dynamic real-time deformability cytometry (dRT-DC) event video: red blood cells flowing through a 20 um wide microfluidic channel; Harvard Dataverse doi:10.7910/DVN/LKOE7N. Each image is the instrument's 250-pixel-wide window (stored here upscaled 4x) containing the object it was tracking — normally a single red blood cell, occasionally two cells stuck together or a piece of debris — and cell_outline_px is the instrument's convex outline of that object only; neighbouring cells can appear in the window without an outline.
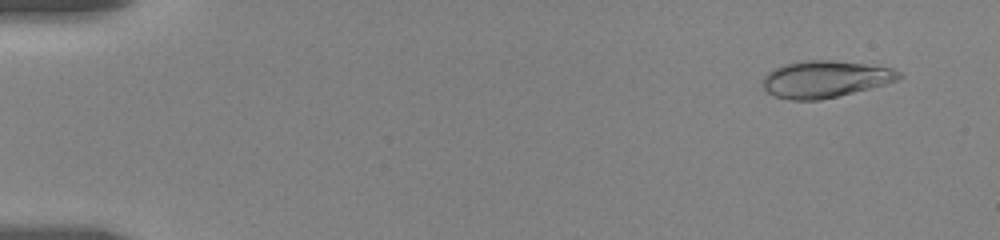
{"species": "human", "species_latin": "Homo sapiens", "temperature_condition": "room temperature", "stored_images_in_passage": 56, "camera_frame_rate_fps": 3000, "um_per_image_px": 0.085, "donor": {"sex": "female"}, "frame": {"image": 1, "passage_image": 4, "time_ms": 1.0, "image_size_px": [1000, 240], "cell_outline_px": [[904, 76], [900, 80], [820, 100], [792, 100], [776, 96], [768, 92], [764, 88], [764, 76], [768, 72], [784, 64], [804, 60], [832, 60], [864, 64], [892, 68], [900, 72]], "centroid_in_image_um": [70.15, 6.71], "position_along_channel_um": 14.8, "area_um2": 28.9}}
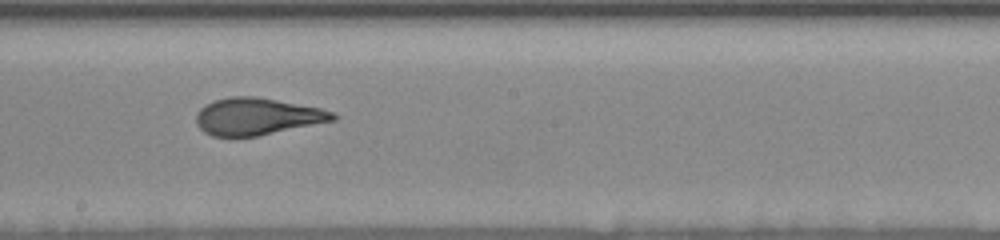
{"frame": {"image": 2, "passage_image": 32, "time_ms": 10.333, "image_size_px": [1000, 240], "cell_outline_px": [[340, 116], [336, 120], [256, 136], [212, 136], [204, 132], [196, 124], [196, 112], [204, 104], [216, 100], [232, 96], [256, 96], [320, 108], [332, 112]], "centroid_in_image_um": [21.84, 9.89], "position_along_channel_um": 226.4, "area_um2": 29.42}}
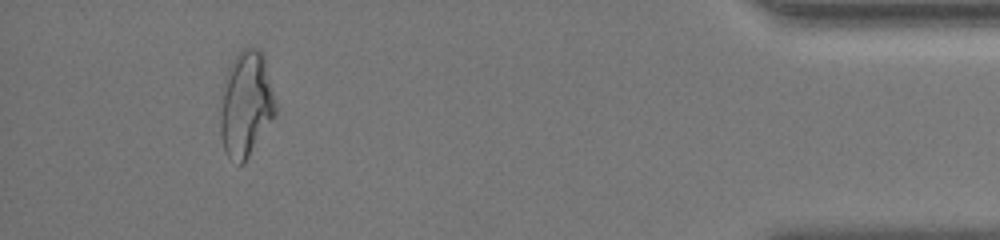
{"frame": {"image": 3, "passage_image": 52, "time_ms": 17.0, "image_size_px": [1000, 240], "cell_outline_px": [[276, 116], [244, 164], [240, 164], [228, 156], [224, 152], [220, 136], [220, 96], [224, 76], [232, 60], [240, 48], [260, 48], [264, 52], [276, 104]], "centroid_in_image_um": [20.9, 8.83], "position_along_channel_um": 414.3, "area_um2": 34.91}, "authors_computed_cell_mechanics": {"area_um2": 29.9693, "velocity_mm_per_s": 3.6284, "shape_relaxation_time_tau1_ms": 5.383, "shape_relaxation_time_tau2_ms": 1.1155, "deformation_change_tau1": 0.209, "deformation_change_tau2": 0.0741}}